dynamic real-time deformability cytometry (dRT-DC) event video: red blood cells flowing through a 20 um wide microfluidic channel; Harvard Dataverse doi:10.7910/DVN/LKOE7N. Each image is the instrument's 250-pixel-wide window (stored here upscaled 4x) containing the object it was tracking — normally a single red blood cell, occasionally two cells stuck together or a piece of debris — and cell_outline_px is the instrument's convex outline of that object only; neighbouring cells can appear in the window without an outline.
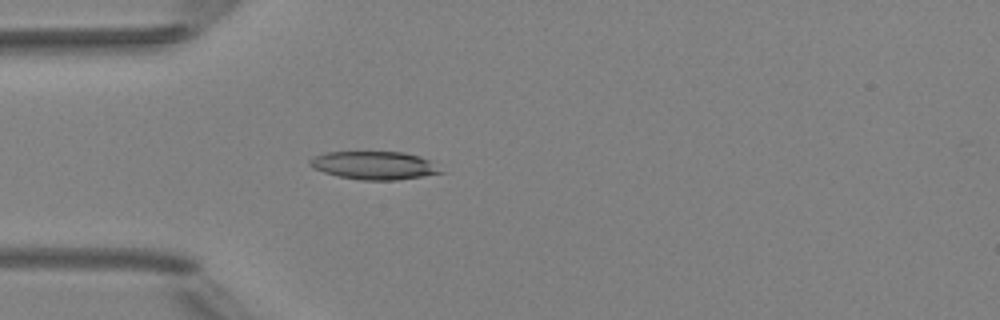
{"species": "Egyptian fruit bat (a non-hibernating species)", "species_latin": "Rousettus aegyptiacus", "temperature_condition": "room temperature", "stored_images_in_passage": 4, "camera_frame_rate_fps": 3000, "um_per_image_px": 0.085, "animal": {"sex": "female"}, "frame": {"image": 1, "passage_image": 4, "time_ms": 4.333, "image_size_px": [1000, 320], "cell_outline_px": [[448, 172], [396, 180], [360, 180], [340, 176], [324, 172], [312, 168], [308, 164], [308, 160], [324, 152], [404, 152], [420, 156], [428, 160]], "centroid_in_image_um": [31.83, 14.06], "position_along_channel_um": 53.2, "area_um2": 21.5}}